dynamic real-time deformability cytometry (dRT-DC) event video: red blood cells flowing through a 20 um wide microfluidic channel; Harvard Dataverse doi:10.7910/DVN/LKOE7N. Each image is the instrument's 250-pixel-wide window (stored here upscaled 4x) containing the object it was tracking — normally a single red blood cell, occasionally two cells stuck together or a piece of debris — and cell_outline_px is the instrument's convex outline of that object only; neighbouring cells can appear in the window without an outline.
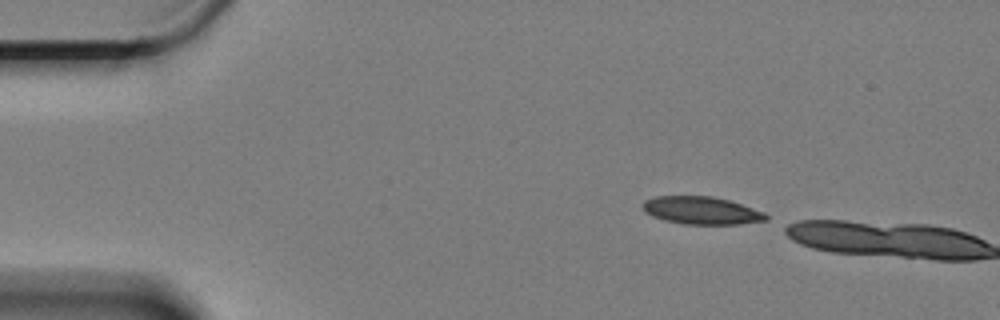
{"species": "Egyptian fruit bat (a non-hibernating species)", "species_latin": "Rousettus aegyptiacus", "temperature_condition": "cold", "stored_images_in_passage": 2, "camera_frame_rate_fps": 3000, "um_per_image_px": 0.085, "animal": {"sex": "female"}, "frame": {"image": 1, "passage_image": 1, "time_ms": 0.0, "image_size_px": [1000, 320], "cell_outline_px": [[768, 220], [740, 224], [684, 224], [664, 220], [652, 216], [644, 212], [640, 204], [644, 200], [656, 196], [712, 196], [728, 200], [764, 212], [768, 216]], "centroid_in_image_um": [59.58, 17.89], "position_along_channel_um": 25.4, "area_um2": 19.94}}